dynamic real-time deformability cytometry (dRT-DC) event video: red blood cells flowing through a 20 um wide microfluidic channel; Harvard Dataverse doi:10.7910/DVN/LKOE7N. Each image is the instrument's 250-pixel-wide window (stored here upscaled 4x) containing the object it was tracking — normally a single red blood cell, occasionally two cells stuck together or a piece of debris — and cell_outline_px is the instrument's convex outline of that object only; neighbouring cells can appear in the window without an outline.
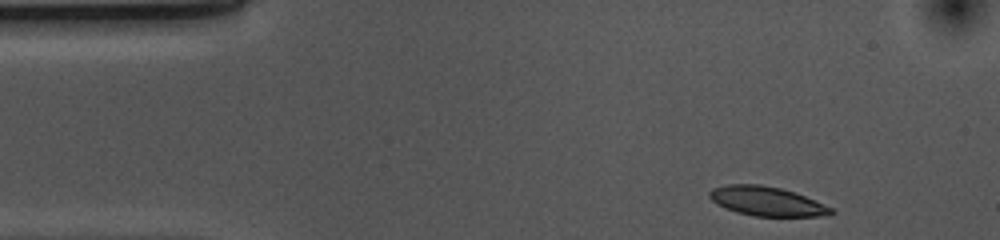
{"species": "common noctule bat (a hibernating species)", "species_latin": "Nyctalus noctula", "temperature_condition": "cold", "stored_images_in_passage": 38, "camera_frame_rate_fps": 3000, "um_per_image_px": 0.085, "animal": {"sex": "female", "body_mass_g": 10.0, "forearm_length_mm": 53.1}, "frame": {"image": 1, "passage_image": 1, "time_ms": 0.0, "image_size_px": [1000, 240], "cell_outline_px": [[836, 212], [832, 216], [756, 216], [736, 212], [724, 208], [716, 204], [708, 196], [708, 192], [712, 188], [728, 184], [760, 184], [780, 188], [804, 196], [832, 208]], "centroid_in_image_um": [65.15, 17.11], "position_along_channel_um": 19.8, "area_um2": 20.75}}
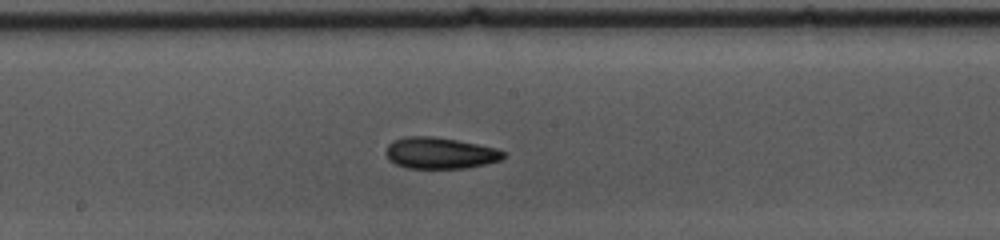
{"frame": {"image": 2, "passage_image": 22, "time_ms": 7.0, "image_size_px": [1000, 240], "cell_outline_px": [[504, 156], [500, 160], [468, 168], [408, 168], [396, 164], [388, 160], [384, 152], [388, 144], [404, 136], [432, 136], [456, 140], [496, 148], [504, 152]], "centroid_in_image_um": [37.35, 13.01], "position_along_channel_um": 210.8, "area_um2": 21.39}}
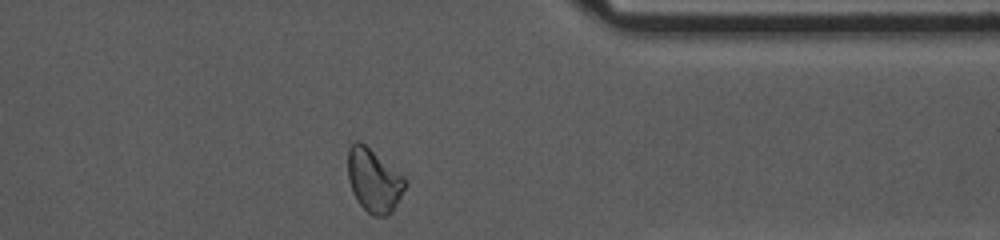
{"frame": {"image": 3, "passage_image": 37, "time_ms": 12.0, "image_size_px": [1000, 240], "cell_outline_px": [[408, 184], [392, 212], [388, 216], [372, 216], [356, 200], [352, 192], [348, 180], [348, 148], [352, 140], [360, 140], [404, 176], [408, 180]], "centroid_in_image_um": [31.78, 15.32], "position_along_channel_um": 379.6, "area_um2": 21.5}, "authors_computed_cell_mechanics": {"area_um2": 21.2993, "velocity_mm_per_s": 3.6617, "shape_relaxation_time_tau1_ms": 3.5533, "shape_relaxation_time_tau2_ms": 6.7837, "deformation_change_tau1": 0.1088, "deformation_change_tau2": 0.1232}}